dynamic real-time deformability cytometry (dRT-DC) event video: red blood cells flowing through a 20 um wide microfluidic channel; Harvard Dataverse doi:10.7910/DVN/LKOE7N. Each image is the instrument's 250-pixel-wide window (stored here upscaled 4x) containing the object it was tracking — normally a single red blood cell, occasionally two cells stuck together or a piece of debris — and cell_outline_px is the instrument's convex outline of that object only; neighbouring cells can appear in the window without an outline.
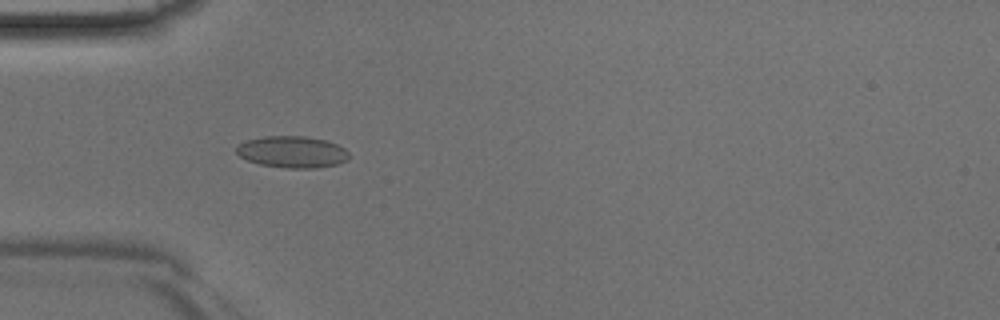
{"species": "Egyptian fruit bat (a non-hibernating species)", "species_latin": "Rousettus aegyptiacus", "temperature_condition": "room temperature", "stored_images_in_passage": 17, "camera_frame_rate_fps": 3000, "um_per_image_px": 0.085, "animal": {"sex": "male"}, "frame": {"image": 1, "passage_image": 6, "time_ms": 1.667, "image_size_px": [1000, 320], "cell_outline_px": [[348, 160], [336, 164], [316, 168], [288, 168], [260, 164], [248, 160], [240, 156], [236, 152], [236, 144], [248, 140], [264, 136], [304, 136], [324, 140], [336, 144], [344, 148], [348, 152]], "centroid_in_image_um": [24.82, 12.91], "position_along_channel_um": 60.2, "area_um2": 20.63}}
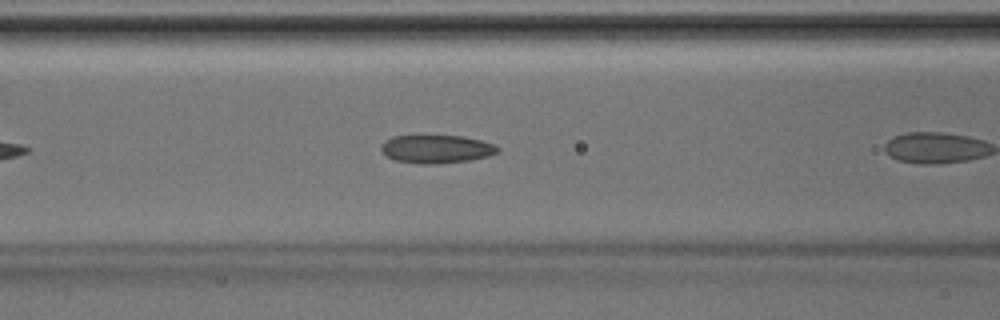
{"frame": {"image": 2, "passage_image": 8, "time_ms": 2.333, "image_size_px": [1000, 320], "cell_outline_px": [[500, 152], [488, 156], [468, 160], [436, 164], [416, 164], [396, 160], [388, 156], [380, 148], [380, 144], [384, 140], [392, 136], [464, 136], [480, 140], [492, 144], [500, 148]], "centroid_in_image_um": [37.08, 12.67], "position_along_channel_um": 129.5, "area_um2": 19.13}}